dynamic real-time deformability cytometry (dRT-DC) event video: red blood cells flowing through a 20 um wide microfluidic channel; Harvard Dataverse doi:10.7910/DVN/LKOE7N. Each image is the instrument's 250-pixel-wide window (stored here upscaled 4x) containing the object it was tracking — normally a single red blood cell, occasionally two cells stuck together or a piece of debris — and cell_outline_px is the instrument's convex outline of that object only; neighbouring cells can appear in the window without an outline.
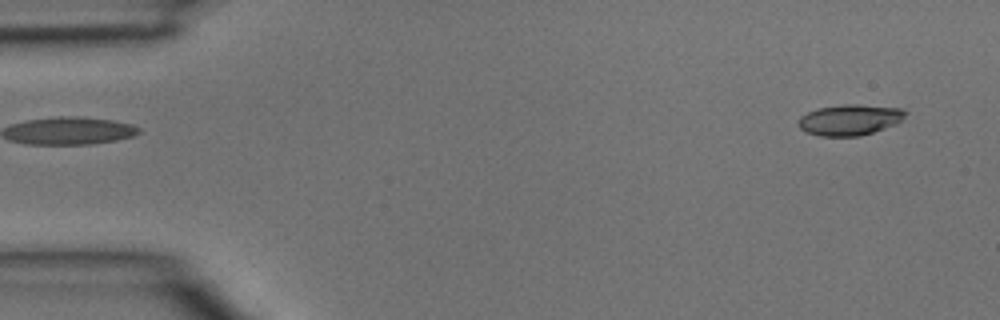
{"species": "common noctule bat (a hibernating species)", "species_latin": "Nyctalus noctula", "temperature_condition": "room temperature", "stored_images_in_passage": 4, "segment_of_instrument_passage": [2, 2], "camera_frame_rate_fps": 3000, "um_per_image_px": 0.085, "animal": {"sex": "male", "body_mass_g": 15.6}, "frame": {"image": 1, "passage_image": 4, "time_ms": 1.0, "image_size_px": [1000, 320], "cell_outline_px": [[908, 112], [896, 124], [860, 136], [820, 136], [808, 132], [800, 128], [800, 116], [816, 108], [844, 104], [856, 104], [904, 108]], "centroid_in_image_um": [72.26, 10.17], "position_along_channel_um": 12.7, "area_um2": 19.13}}